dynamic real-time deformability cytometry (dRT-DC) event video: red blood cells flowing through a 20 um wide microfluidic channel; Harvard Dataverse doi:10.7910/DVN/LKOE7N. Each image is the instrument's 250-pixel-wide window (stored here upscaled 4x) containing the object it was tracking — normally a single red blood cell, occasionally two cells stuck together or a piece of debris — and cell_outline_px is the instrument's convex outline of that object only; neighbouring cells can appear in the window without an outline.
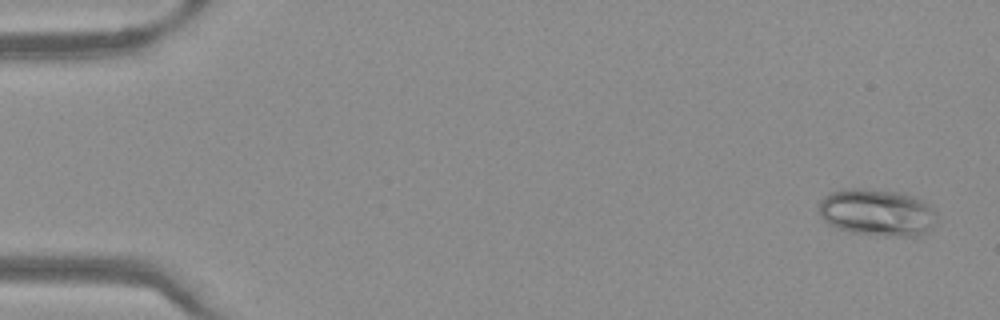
{"species": "Egyptian fruit bat (a non-hibernating species)", "species_latin": "Rousettus aegyptiacus", "temperature_condition": "warm", "stored_images_in_passage": 50, "camera_frame_rate_fps": 3000, "um_per_image_px": 0.085, "frame": {"image": 1, "passage_image": 2, "time_ms": 0.333, "image_size_px": [1000, 320], "cell_outline_px": [[936, 216], [932, 224], [920, 236], [876, 236], [852, 232], [828, 224], [820, 216], [820, 200], [828, 192], [844, 188], [864, 188], [900, 192], [912, 196], [928, 204], [936, 212]], "centroid_in_image_um": [74.51, 18.05], "position_along_channel_um": 10.5, "area_um2": 32.31}}
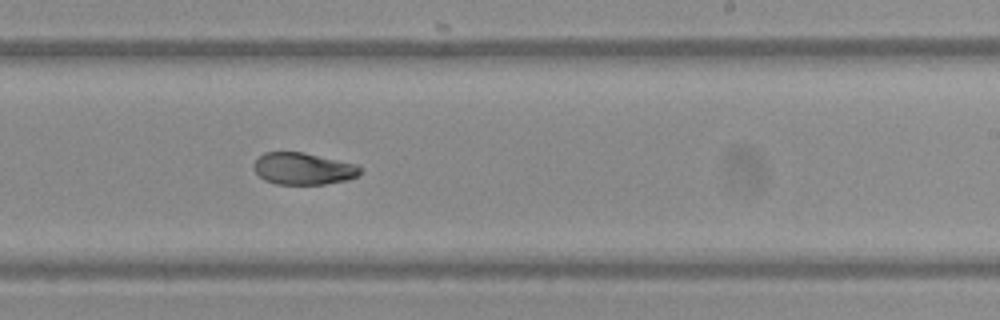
{"frame": {"image": 2, "passage_image": 31, "time_ms": 10.0, "image_size_px": [1000, 320], "cell_outline_px": [[364, 168], [356, 176], [348, 180], [324, 184], [276, 184], [264, 180], [252, 168], [252, 164], [264, 152], [304, 152], [356, 164]], "centroid_in_image_um": [25.77, 14.33], "position_along_channel_um": 263.2, "area_um2": 19.88}}
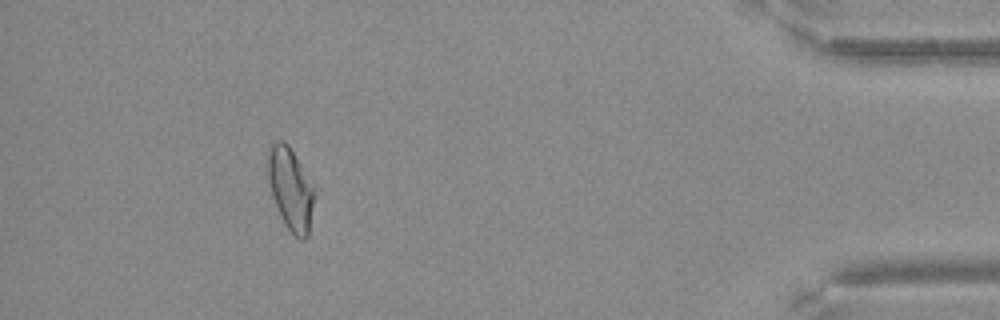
{"frame": {"image": 3, "passage_image": 46, "time_ms": 15.0, "image_size_px": [1000, 320], "cell_outline_px": [[312, 204], [308, 236], [304, 240], [300, 240], [284, 224], [280, 216], [272, 196], [268, 180], [268, 144], [276, 140], [284, 140], [288, 144], [300, 164], [312, 188]], "centroid_in_image_um": [24.63, 16.03], "position_along_channel_um": 410.6, "area_um2": 21.68}}